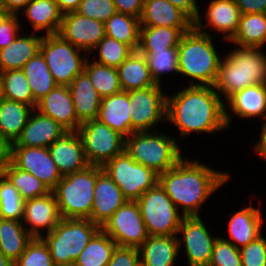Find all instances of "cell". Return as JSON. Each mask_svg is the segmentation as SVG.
I'll use <instances>...</instances> for the list:
<instances>
[{"label": "cell", "mask_w": 266, "mask_h": 266, "mask_svg": "<svg viewBox=\"0 0 266 266\" xmlns=\"http://www.w3.org/2000/svg\"><path fill=\"white\" fill-rule=\"evenodd\" d=\"M224 103L214 86H185L167 96L166 122L177 127L180 141L191 133L215 134L228 128Z\"/></svg>", "instance_id": "6da1fadb"}, {"label": "cell", "mask_w": 266, "mask_h": 266, "mask_svg": "<svg viewBox=\"0 0 266 266\" xmlns=\"http://www.w3.org/2000/svg\"><path fill=\"white\" fill-rule=\"evenodd\" d=\"M231 178L198 160L184 159L159 174L158 183L185 217L200 216L201 207Z\"/></svg>", "instance_id": "7a4b0ae2"}, {"label": "cell", "mask_w": 266, "mask_h": 266, "mask_svg": "<svg viewBox=\"0 0 266 266\" xmlns=\"http://www.w3.org/2000/svg\"><path fill=\"white\" fill-rule=\"evenodd\" d=\"M262 83H266V54L262 48L237 46L222 56L214 88L224 102L236 92Z\"/></svg>", "instance_id": "3957f363"}, {"label": "cell", "mask_w": 266, "mask_h": 266, "mask_svg": "<svg viewBox=\"0 0 266 266\" xmlns=\"http://www.w3.org/2000/svg\"><path fill=\"white\" fill-rule=\"evenodd\" d=\"M216 49L212 36L194 27L182 35L178 45V71L183 78L193 81L188 86L215 85L222 58Z\"/></svg>", "instance_id": "277c9868"}, {"label": "cell", "mask_w": 266, "mask_h": 266, "mask_svg": "<svg viewBox=\"0 0 266 266\" xmlns=\"http://www.w3.org/2000/svg\"><path fill=\"white\" fill-rule=\"evenodd\" d=\"M178 142L174 136L158 130L133 132L125 139V151L134 161L159 175L183 158Z\"/></svg>", "instance_id": "5b68a950"}, {"label": "cell", "mask_w": 266, "mask_h": 266, "mask_svg": "<svg viewBox=\"0 0 266 266\" xmlns=\"http://www.w3.org/2000/svg\"><path fill=\"white\" fill-rule=\"evenodd\" d=\"M102 171L100 166L89 165L83 170L62 176L52 190L61 218H90L96 178Z\"/></svg>", "instance_id": "8992f818"}, {"label": "cell", "mask_w": 266, "mask_h": 266, "mask_svg": "<svg viewBox=\"0 0 266 266\" xmlns=\"http://www.w3.org/2000/svg\"><path fill=\"white\" fill-rule=\"evenodd\" d=\"M101 230L90 219L62 218L50 232L42 236L55 266H73L79 254Z\"/></svg>", "instance_id": "52a82bcc"}, {"label": "cell", "mask_w": 266, "mask_h": 266, "mask_svg": "<svg viewBox=\"0 0 266 266\" xmlns=\"http://www.w3.org/2000/svg\"><path fill=\"white\" fill-rule=\"evenodd\" d=\"M149 236H175L185 217L158 183L137 200Z\"/></svg>", "instance_id": "ba28073f"}, {"label": "cell", "mask_w": 266, "mask_h": 266, "mask_svg": "<svg viewBox=\"0 0 266 266\" xmlns=\"http://www.w3.org/2000/svg\"><path fill=\"white\" fill-rule=\"evenodd\" d=\"M40 52L57 85L69 86L84 71L89 55L64 40L59 34L43 35Z\"/></svg>", "instance_id": "9c48e42d"}, {"label": "cell", "mask_w": 266, "mask_h": 266, "mask_svg": "<svg viewBox=\"0 0 266 266\" xmlns=\"http://www.w3.org/2000/svg\"><path fill=\"white\" fill-rule=\"evenodd\" d=\"M102 170L117 184L127 201H137L159 181L154 170L134 161L126 151L105 163Z\"/></svg>", "instance_id": "30bf717a"}, {"label": "cell", "mask_w": 266, "mask_h": 266, "mask_svg": "<svg viewBox=\"0 0 266 266\" xmlns=\"http://www.w3.org/2000/svg\"><path fill=\"white\" fill-rule=\"evenodd\" d=\"M77 132L82 139L89 165L102 167L125 151L126 138L98 119L82 123Z\"/></svg>", "instance_id": "8fae6325"}, {"label": "cell", "mask_w": 266, "mask_h": 266, "mask_svg": "<svg viewBox=\"0 0 266 266\" xmlns=\"http://www.w3.org/2000/svg\"><path fill=\"white\" fill-rule=\"evenodd\" d=\"M162 86L155 85L128 91L131 128L135 132L154 131L160 122L166 123L167 95Z\"/></svg>", "instance_id": "7c38bea8"}, {"label": "cell", "mask_w": 266, "mask_h": 266, "mask_svg": "<svg viewBox=\"0 0 266 266\" xmlns=\"http://www.w3.org/2000/svg\"><path fill=\"white\" fill-rule=\"evenodd\" d=\"M101 229L122 247L139 248L149 237L137 201H126Z\"/></svg>", "instance_id": "4fadbf2b"}, {"label": "cell", "mask_w": 266, "mask_h": 266, "mask_svg": "<svg viewBox=\"0 0 266 266\" xmlns=\"http://www.w3.org/2000/svg\"><path fill=\"white\" fill-rule=\"evenodd\" d=\"M203 221L201 216L184 217L178 229L179 252L183 245V254L188 257V266H208L210 263L218 234L211 235Z\"/></svg>", "instance_id": "5bb4252c"}, {"label": "cell", "mask_w": 266, "mask_h": 266, "mask_svg": "<svg viewBox=\"0 0 266 266\" xmlns=\"http://www.w3.org/2000/svg\"><path fill=\"white\" fill-rule=\"evenodd\" d=\"M57 34L90 57L92 50L106 35L105 23L70 12L62 15Z\"/></svg>", "instance_id": "9a60e30c"}, {"label": "cell", "mask_w": 266, "mask_h": 266, "mask_svg": "<svg viewBox=\"0 0 266 266\" xmlns=\"http://www.w3.org/2000/svg\"><path fill=\"white\" fill-rule=\"evenodd\" d=\"M11 161L40 179L52 191L62 178L48 148L12 146Z\"/></svg>", "instance_id": "2e32d148"}, {"label": "cell", "mask_w": 266, "mask_h": 266, "mask_svg": "<svg viewBox=\"0 0 266 266\" xmlns=\"http://www.w3.org/2000/svg\"><path fill=\"white\" fill-rule=\"evenodd\" d=\"M203 24L201 13L194 20V28L203 34L210 35V31L221 33L225 42H229L235 35L240 20L241 13L235 0H212L206 8ZM206 28V29H205Z\"/></svg>", "instance_id": "e0dca14e"}, {"label": "cell", "mask_w": 266, "mask_h": 266, "mask_svg": "<svg viewBox=\"0 0 266 266\" xmlns=\"http://www.w3.org/2000/svg\"><path fill=\"white\" fill-rule=\"evenodd\" d=\"M61 219L52 191L45 196L26 200L24 203L22 223L34 238H42L43 230H46V234L50 233Z\"/></svg>", "instance_id": "ac0fdd59"}, {"label": "cell", "mask_w": 266, "mask_h": 266, "mask_svg": "<svg viewBox=\"0 0 266 266\" xmlns=\"http://www.w3.org/2000/svg\"><path fill=\"white\" fill-rule=\"evenodd\" d=\"M225 102V121L228 129L233 118L232 114L239 117L238 119L249 120L260 117L261 122L266 117V83L246 87L231 95Z\"/></svg>", "instance_id": "d6986e66"}, {"label": "cell", "mask_w": 266, "mask_h": 266, "mask_svg": "<svg viewBox=\"0 0 266 266\" xmlns=\"http://www.w3.org/2000/svg\"><path fill=\"white\" fill-rule=\"evenodd\" d=\"M35 110L51 117L67 131H78L80 128L68 86L57 85L37 102Z\"/></svg>", "instance_id": "ffe728a7"}, {"label": "cell", "mask_w": 266, "mask_h": 266, "mask_svg": "<svg viewBox=\"0 0 266 266\" xmlns=\"http://www.w3.org/2000/svg\"><path fill=\"white\" fill-rule=\"evenodd\" d=\"M48 150L60 174L66 176L89 166L82 139L77 131H68L54 141Z\"/></svg>", "instance_id": "44dd1931"}, {"label": "cell", "mask_w": 266, "mask_h": 266, "mask_svg": "<svg viewBox=\"0 0 266 266\" xmlns=\"http://www.w3.org/2000/svg\"><path fill=\"white\" fill-rule=\"evenodd\" d=\"M66 132L68 131L51 117L45 116L34 109L20 137L12 146L48 148Z\"/></svg>", "instance_id": "7402d4cb"}, {"label": "cell", "mask_w": 266, "mask_h": 266, "mask_svg": "<svg viewBox=\"0 0 266 266\" xmlns=\"http://www.w3.org/2000/svg\"><path fill=\"white\" fill-rule=\"evenodd\" d=\"M94 196L89 219L101 228L116 210L127 201L117 184L104 171L96 178Z\"/></svg>", "instance_id": "603a6c76"}, {"label": "cell", "mask_w": 266, "mask_h": 266, "mask_svg": "<svg viewBox=\"0 0 266 266\" xmlns=\"http://www.w3.org/2000/svg\"><path fill=\"white\" fill-rule=\"evenodd\" d=\"M260 209L248 205L231 215L227 225L229 235L226 234L227 238H222L241 249L260 237L263 234V219H265L262 218L263 213Z\"/></svg>", "instance_id": "cb8c5ba5"}, {"label": "cell", "mask_w": 266, "mask_h": 266, "mask_svg": "<svg viewBox=\"0 0 266 266\" xmlns=\"http://www.w3.org/2000/svg\"><path fill=\"white\" fill-rule=\"evenodd\" d=\"M141 26L194 27V21L167 0H144Z\"/></svg>", "instance_id": "d4e9b609"}, {"label": "cell", "mask_w": 266, "mask_h": 266, "mask_svg": "<svg viewBox=\"0 0 266 266\" xmlns=\"http://www.w3.org/2000/svg\"><path fill=\"white\" fill-rule=\"evenodd\" d=\"M130 100L126 91L101 99L97 119L125 138L135 132L131 128Z\"/></svg>", "instance_id": "484cf974"}, {"label": "cell", "mask_w": 266, "mask_h": 266, "mask_svg": "<svg viewBox=\"0 0 266 266\" xmlns=\"http://www.w3.org/2000/svg\"><path fill=\"white\" fill-rule=\"evenodd\" d=\"M72 95L78 121L82 124L97 119L101 97L88 75L83 71L68 86Z\"/></svg>", "instance_id": "4316f807"}, {"label": "cell", "mask_w": 266, "mask_h": 266, "mask_svg": "<svg viewBox=\"0 0 266 266\" xmlns=\"http://www.w3.org/2000/svg\"><path fill=\"white\" fill-rule=\"evenodd\" d=\"M138 249L140 266H175L180 254L177 235L149 236Z\"/></svg>", "instance_id": "83f0119b"}, {"label": "cell", "mask_w": 266, "mask_h": 266, "mask_svg": "<svg viewBox=\"0 0 266 266\" xmlns=\"http://www.w3.org/2000/svg\"><path fill=\"white\" fill-rule=\"evenodd\" d=\"M22 15L29 20L33 33L43 35L57 34L61 26L62 13L55 0H32L22 10Z\"/></svg>", "instance_id": "f1b7e54d"}, {"label": "cell", "mask_w": 266, "mask_h": 266, "mask_svg": "<svg viewBox=\"0 0 266 266\" xmlns=\"http://www.w3.org/2000/svg\"><path fill=\"white\" fill-rule=\"evenodd\" d=\"M42 38L43 34L32 32L21 36L20 32L12 44L0 50V72L22 69L40 51Z\"/></svg>", "instance_id": "f546056e"}, {"label": "cell", "mask_w": 266, "mask_h": 266, "mask_svg": "<svg viewBox=\"0 0 266 266\" xmlns=\"http://www.w3.org/2000/svg\"><path fill=\"white\" fill-rule=\"evenodd\" d=\"M122 91H132L155 86L147 61L138 50L134 51L117 68Z\"/></svg>", "instance_id": "4dcf8cb0"}, {"label": "cell", "mask_w": 266, "mask_h": 266, "mask_svg": "<svg viewBox=\"0 0 266 266\" xmlns=\"http://www.w3.org/2000/svg\"><path fill=\"white\" fill-rule=\"evenodd\" d=\"M34 237L22 221L0 218V252L16 262Z\"/></svg>", "instance_id": "1f68e13d"}, {"label": "cell", "mask_w": 266, "mask_h": 266, "mask_svg": "<svg viewBox=\"0 0 266 266\" xmlns=\"http://www.w3.org/2000/svg\"><path fill=\"white\" fill-rule=\"evenodd\" d=\"M34 108L20 102L3 99L0 102V134L11 144L20 137Z\"/></svg>", "instance_id": "d6a6232c"}, {"label": "cell", "mask_w": 266, "mask_h": 266, "mask_svg": "<svg viewBox=\"0 0 266 266\" xmlns=\"http://www.w3.org/2000/svg\"><path fill=\"white\" fill-rule=\"evenodd\" d=\"M193 27L141 26L138 51H161L178 48L182 35Z\"/></svg>", "instance_id": "836d02e7"}, {"label": "cell", "mask_w": 266, "mask_h": 266, "mask_svg": "<svg viewBox=\"0 0 266 266\" xmlns=\"http://www.w3.org/2000/svg\"><path fill=\"white\" fill-rule=\"evenodd\" d=\"M240 47H260L266 44V14L250 13L240 16L238 29L228 42Z\"/></svg>", "instance_id": "e575fe53"}, {"label": "cell", "mask_w": 266, "mask_h": 266, "mask_svg": "<svg viewBox=\"0 0 266 266\" xmlns=\"http://www.w3.org/2000/svg\"><path fill=\"white\" fill-rule=\"evenodd\" d=\"M21 70L28 79L36 103L57 86L40 51Z\"/></svg>", "instance_id": "d590c367"}, {"label": "cell", "mask_w": 266, "mask_h": 266, "mask_svg": "<svg viewBox=\"0 0 266 266\" xmlns=\"http://www.w3.org/2000/svg\"><path fill=\"white\" fill-rule=\"evenodd\" d=\"M140 19L116 12L105 22L106 36L128 45L137 51L140 42Z\"/></svg>", "instance_id": "8d00e7d4"}, {"label": "cell", "mask_w": 266, "mask_h": 266, "mask_svg": "<svg viewBox=\"0 0 266 266\" xmlns=\"http://www.w3.org/2000/svg\"><path fill=\"white\" fill-rule=\"evenodd\" d=\"M117 244L102 229L85 246L73 266H107Z\"/></svg>", "instance_id": "74e56055"}, {"label": "cell", "mask_w": 266, "mask_h": 266, "mask_svg": "<svg viewBox=\"0 0 266 266\" xmlns=\"http://www.w3.org/2000/svg\"><path fill=\"white\" fill-rule=\"evenodd\" d=\"M88 57L84 72L88 75L94 88L98 91L101 98H105L122 91L117 68L102 65L89 60Z\"/></svg>", "instance_id": "f35d334b"}, {"label": "cell", "mask_w": 266, "mask_h": 266, "mask_svg": "<svg viewBox=\"0 0 266 266\" xmlns=\"http://www.w3.org/2000/svg\"><path fill=\"white\" fill-rule=\"evenodd\" d=\"M19 191L24 201L50 193L49 188L36 176L19 169L12 161L2 173Z\"/></svg>", "instance_id": "ab89813d"}, {"label": "cell", "mask_w": 266, "mask_h": 266, "mask_svg": "<svg viewBox=\"0 0 266 266\" xmlns=\"http://www.w3.org/2000/svg\"><path fill=\"white\" fill-rule=\"evenodd\" d=\"M0 78L5 99L20 102L35 109L37 103L33 99L28 79L21 69L0 72Z\"/></svg>", "instance_id": "60d3db41"}, {"label": "cell", "mask_w": 266, "mask_h": 266, "mask_svg": "<svg viewBox=\"0 0 266 266\" xmlns=\"http://www.w3.org/2000/svg\"><path fill=\"white\" fill-rule=\"evenodd\" d=\"M145 57L151 76L156 85H162V76L178 71V48H168L161 51H139Z\"/></svg>", "instance_id": "b9f144b4"}, {"label": "cell", "mask_w": 266, "mask_h": 266, "mask_svg": "<svg viewBox=\"0 0 266 266\" xmlns=\"http://www.w3.org/2000/svg\"><path fill=\"white\" fill-rule=\"evenodd\" d=\"M98 52V58L94 62L118 68L134 51L126 44L116 39L104 36L92 52Z\"/></svg>", "instance_id": "7bdbcfd3"}, {"label": "cell", "mask_w": 266, "mask_h": 266, "mask_svg": "<svg viewBox=\"0 0 266 266\" xmlns=\"http://www.w3.org/2000/svg\"><path fill=\"white\" fill-rule=\"evenodd\" d=\"M25 201L19 191L3 175H0V218L22 221Z\"/></svg>", "instance_id": "ee69618b"}, {"label": "cell", "mask_w": 266, "mask_h": 266, "mask_svg": "<svg viewBox=\"0 0 266 266\" xmlns=\"http://www.w3.org/2000/svg\"><path fill=\"white\" fill-rule=\"evenodd\" d=\"M15 263L16 266H55L49 247L42 238H33Z\"/></svg>", "instance_id": "f6af8a7d"}, {"label": "cell", "mask_w": 266, "mask_h": 266, "mask_svg": "<svg viewBox=\"0 0 266 266\" xmlns=\"http://www.w3.org/2000/svg\"><path fill=\"white\" fill-rule=\"evenodd\" d=\"M208 266H242L240 249L218 236Z\"/></svg>", "instance_id": "bcb514c9"}, {"label": "cell", "mask_w": 266, "mask_h": 266, "mask_svg": "<svg viewBox=\"0 0 266 266\" xmlns=\"http://www.w3.org/2000/svg\"><path fill=\"white\" fill-rule=\"evenodd\" d=\"M75 12L105 23L117 11L112 0H81Z\"/></svg>", "instance_id": "7dc6e473"}, {"label": "cell", "mask_w": 266, "mask_h": 266, "mask_svg": "<svg viewBox=\"0 0 266 266\" xmlns=\"http://www.w3.org/2000/svg\"><path fill=\"white\" fill-rule=\"evenodd\" d=\"M240 255L242 266H266V236L262 234L242 247Z\"/></svg>", "instance_id": "c3c4849f"}, {"label": "cell", "mask_w": 266, "mask_h": 266, "mask_svg": "<svg viewBox=\"0 0 266 266\" xmlns=\"http://www.w3.org/2000/svg\"><path fill=\"white\" fill-rule=\"evenodd\" d=\"M107 266H140L139 249L116 246Z\"/></svg>", "instance_id": "681fc988"}, {"label": "cell", "mask_w": 266, "mask_h": 266, "mask_svg": "<svg viewBox=\"0 0 266 266\" xmlns=\"http://www.w3.org/2000/svg\"><path fill=\"white\" fill-rule=\"evenodd\" d=\"M19 15L12 14L0 27V50L13 43L23 29Z\"/></svg>", "instance_id": "f907efd6"}, {"label": "cell", "mask_w": 266, "mask_h": 266, "mask_svg": "<svg viewBox=\"0 0 266 266\" xmlns=\"http://www.w3.org/2000/svg\"><path fill=\"white\" fill-rule=\"evenodd\" d=\"M118 13L141 17L144 0H112Z\"/></svg>", "instance_id": "816d5d0a"}, {"label": "cell", "mask_w": 266, "mask_h": 266, "mask_svg": "<svg viewBox=\"0 0 266 266\" xmlns=\"http://www.w3.org/2000/svg\"><path fill=\"white\" fill-rule=\"evenodd\" d=\"M239 11L242 14L265 13L266 0H235Z\"/></svg>", "instance_id": "f5cc1de1"}, {"label": "cell", "mask_w": 266, "mask_h": 266, "mask_svg": "<svg viewBox=\"0 0 266 266\" xmlns=\"http://www.w3.org/2000/svg\"><path fill=\"white\" fill-rule=\"evenodd\" d=\"M174 6L181 9L185 12L193 21L197 18L200 13L199 9V1L196 0H167ZM198 3V4H197Z\"/></svg>", "instance_id": "db71d44e"}, {"label": "cell", "mask_w": 266, "mask_h": 266, "mask_svg": "<svg viewBox=\"0 0 266 266\" xmlns=\"http://www.w3.org/2000/svg\"><path fill=\"white\" fill-rule=\"evenodd\" d=\"M12 144L0 134V175L11 163Z\"/></svg>", "instance_id": "11a10c76"}, {"label": "cell", "mask_w": 266, "mask_h": 266, "mask_svg": "<svg viewBox=\"0 0 266 266\" xmlns=\"http://www.w3.org/2000/svg\"><path fill=\"white\" fill-rule=\"evenodd\" d=\"M260 139L254 144V151L258 157L266 161V117L261 121Z\"/></svg>", "instance_id": "9f6ffc18"}, {"label": "cell", "mask_w": 266, "mask_h": 266, "mask_svg": "<svg viewBox=\"0 0 266 266\" xmlns=\"http://www.w3.org/2000/svg\"><path fill=\"white\" fill-rule=\"evenodd\" d=\"M30 1L32 0H1L0 5L12 14H19Z\"/></svg>", "instance_id": "6f0895ef"}, {"label": "cell", "mask_w": 266, "mask_h": 266, "mask_svg": "<svg viewBox=\"0 0 266 266\" xmlns=\"http://www.w3.org/2000/svg\"><path fill=\"white\" fill-rule=\"evenodd\" d=\"M62 14L75 12L81 0H55Z\"/></svg>", "instance_id": "680465c9"}, {"label": "cell", "mask_w": 266, "mask_h": 266, "mask_svg": "<svg viewBox=\"0 0 266 266\" xmlns=\"http://www.w3.org/2000/svg\"><path fill=\"white\" fill-rule=\"evenodd\" d=\"M11 15L12 13L6 11L2 7L0 8V27Z\"/></svg>", "instance_id": "91938a15"}, {"label": "cell", "mask_w": 266, "mask_h": 266, "mask_svg": "<svg viewBox=\"0 0 266 266\" xmlns=\"http://www.w3.org/2000/svg\"><path fill=\"white\" fill-rule=\"evenodd\" d=\"M0 266H16V263L6 258L1 252H0Z\"/></svg>", "instance_id": "94428289"}, {"label": "cell", "mask_w": 266, "mask_h": 266, "mask_svg": "<svg viewBox=\"0 0 266 266\" xmlns=\"http://www.w3.org/2000/svg\"><path fill=\"white\" fill-rule=\"evenodd\" d=\"M4 99V96H3V84H2V81H1V78H0V102Z\"/></svg>", "instance_id": "6125c7cd"}]
</instances>
